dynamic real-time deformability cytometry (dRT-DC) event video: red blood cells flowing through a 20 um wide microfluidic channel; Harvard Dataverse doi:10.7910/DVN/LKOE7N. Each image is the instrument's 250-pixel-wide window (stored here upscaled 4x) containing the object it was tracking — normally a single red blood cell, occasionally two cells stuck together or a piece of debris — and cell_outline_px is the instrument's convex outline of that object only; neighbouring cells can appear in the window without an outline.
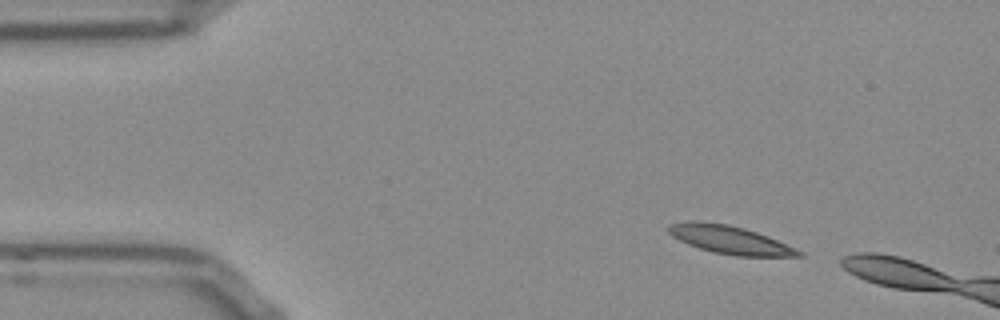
{"species": "Egyptian fruit bat (a non-hibernating species)", "species_latin": "Rousettus aegyptiacus", "temperature_condition": "room temperature", "stored_images_in_passage": 8, "camera_frame_rate_fps": 3000, "um_per_image_px": 0.085, "frame": {"image": 1, "passage_image": 1, "time_ms": 0.0, "image_size_px": [1000, 320], "cell_outline_px": [[804, 256], [736, 256], [712, 252], [688, 244], [672, 236], [668, 232], [668, 224], [688, 220], [696, 220], [728, 224], [744, 228], [768, 236], [804, 252]], "centroid_in_image_um": [62.01, 20.37], "position_along_channel_um": 23.0, "area_um2": 21.39}}